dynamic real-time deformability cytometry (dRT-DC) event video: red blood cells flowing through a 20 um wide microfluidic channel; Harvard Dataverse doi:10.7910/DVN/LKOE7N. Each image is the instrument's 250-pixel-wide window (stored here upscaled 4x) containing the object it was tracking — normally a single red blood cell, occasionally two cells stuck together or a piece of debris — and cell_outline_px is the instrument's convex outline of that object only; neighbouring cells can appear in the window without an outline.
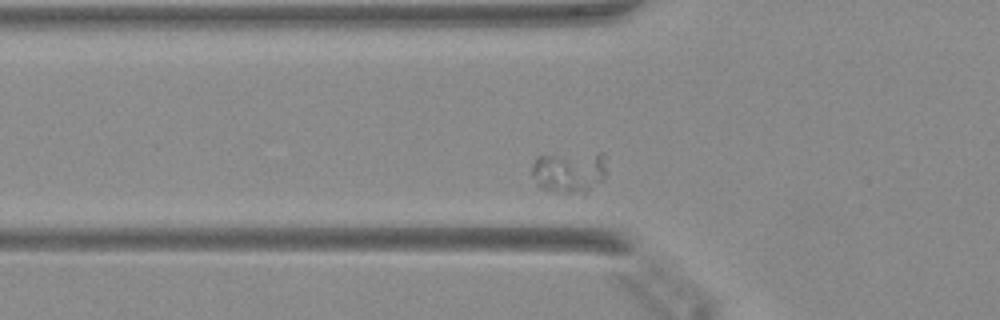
{"species": "Egyptian fruit bat (a non-hibernating species)", "species_latin": "Rousettus aegyptiacus", "temperature_condition": "warm", "stored_images_in_passage": 24, "camera_frame_rate_fps": 3000, "um_per_image_px": 0.085, "animal": {"sex": "female"}, "frame": {"image": 1, "passage_image": 4, "time_ms": 1.0, "image_size_px": [1000, 320], "cell_outline_px": [[604, 176], [584, 196], [552, 192], [540, 188], [536, 184], [532, 176], [532, 164], [536, 156], [596, 152], [604, 152]], "centroid_in_image_um": [48.35, 14.65], "position_along_channel_um": 77.5, "area_um2": 18.61}}
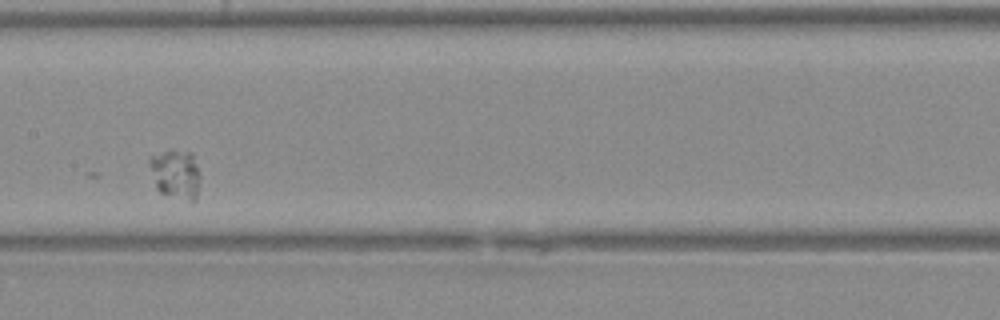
{"frame": {"image": 2, "passage_image": 13, "time_ms": 4.0, "image_size_px": [1000, 320], "cell_outline_px": [[200, 180], [196, 200], [192, 204], [160, 192], [156, 188], [148, 164], [148, 156], [164, 152], [192, 152], [200, 172]], "centroid_in_image_um": [14.95, 14.86], "position_along_channel_um": 192.5, "area_um2": 14.85}}
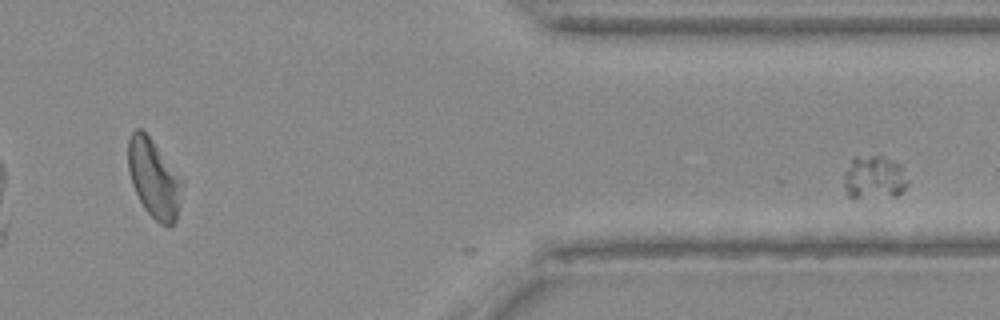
{"frame": {"image": 3, "passage_image": 24, "time_ms": 7.667, "image_size_px": [1000, 320], "cell_outline_px": [[908, 184], [896, 196], [848, 196], [844, 184], [844, 172], [852, 156], [884, 156], [900, 164], [904, 168]], "centroid_in_image_um": [74.3, 15.03], "position_along_channel_um": 337.1, "area_um2": 16.01}}